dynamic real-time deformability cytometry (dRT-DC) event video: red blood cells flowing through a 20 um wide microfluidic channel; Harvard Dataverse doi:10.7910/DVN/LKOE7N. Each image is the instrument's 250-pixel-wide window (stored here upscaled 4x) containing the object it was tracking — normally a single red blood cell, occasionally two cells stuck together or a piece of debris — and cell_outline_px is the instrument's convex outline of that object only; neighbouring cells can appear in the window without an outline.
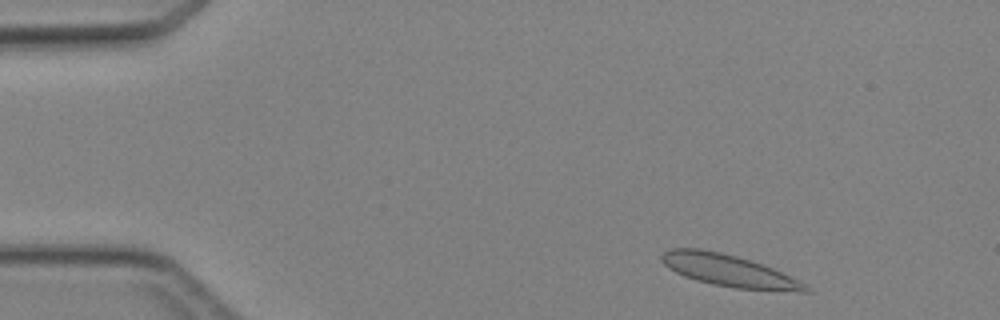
{"species": "Egyptian fruit bat (a non-hibernating species)", "species_latin": "Rousettus aegyptiacus", "temperature_condition": "cold", "stored_images_in_passage": 3, "camera_frame_rate_fps": 3000, "um_per_image_px": 0.085, "animal": {"sex": "female"}, "frame": {"image": 1, "passage_image": 1, "time_ms": 0.0, "image_size_px": [1000, 320], "cell_outline_px": [[812, 292], [800, 292], [736, 288], [712, 284], [696, 280], [684, 276], [668, 268], [660, 260], [660, 256], [668, 248], [700, 248], [720, 252], [736, 256], [772, 268], [812, 288]], "centroid_in_image_um": [61.9, 23.0], "position_along_channel_um": 23.1, "area_um2": 26.53}}